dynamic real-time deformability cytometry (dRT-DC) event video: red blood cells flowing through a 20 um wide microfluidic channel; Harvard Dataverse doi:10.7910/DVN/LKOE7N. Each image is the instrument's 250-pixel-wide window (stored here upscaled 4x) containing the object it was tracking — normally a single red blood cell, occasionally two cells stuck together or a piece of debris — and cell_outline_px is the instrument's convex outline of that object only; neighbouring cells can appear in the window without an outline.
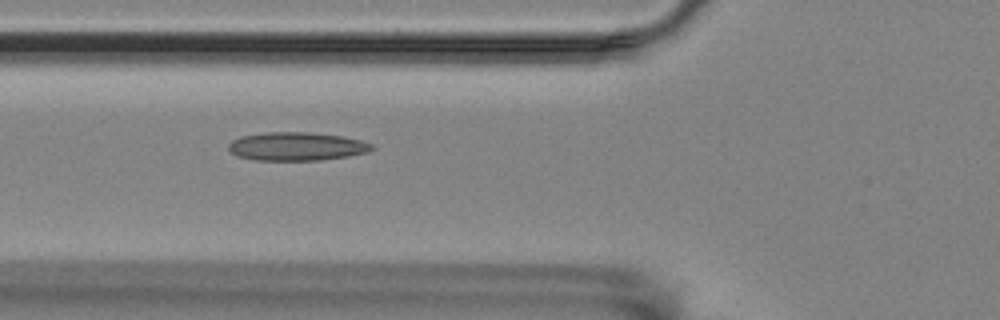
{"species": "Egyptian fruit bat (a non-hibernating species)", "species_latin": "Rousettus aegyptiacus", "temperature_condition": "room temperature", "stored_images_in_passage": 31, "camera_frame_rate_fps": 3000, "um_per_image_px": 0.085, "animal": {"sex": "female"}, "frame": {"image": 1, "passage_image": 7, "time_ms": 2.0, "image_size_px": [1000, 320], "cell_outline_px": [[376, 148], [368, 152], [348, 156], [320, 160], [256, 160], [236, 156], [228, 148], [228, 144], [232, 140], [240, 136], [264, 132], [308, 132], [344, 136], [360, 140], [372, 144]], "centroid_in_image_um": [25.21, 12.44], "position_along_channel_um": 100.6, "area_um2": 23.87}}
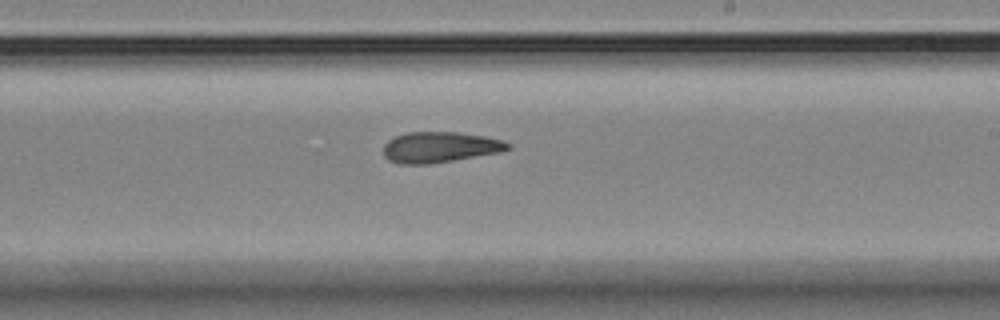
{"frame": {"image": 2, "passage_image": 20, "time_ms": 6.333, "image_size_px": [1000, 320], "cell_outline_px": [[512, 148], [500, 152], [428, 164], [400, 164], [388, 160], [384, 156], [384, 144], [388, 140], [396, 136], [408, 132], [460, 132], [484, 136], [504, 140], [512, 144]], "centroid_in_image_um": [37.4, 12.5], "position_along_channel_um": 251.6, "area_um2": 22.31}}
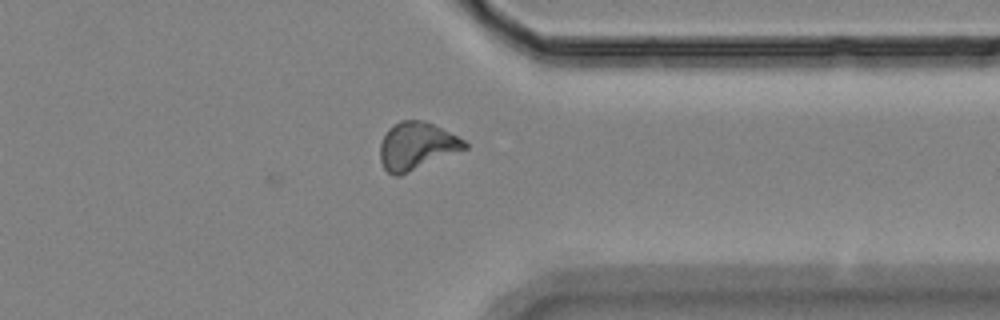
{"frame": {"image": 3, "passage_image": 31, "time_ms": 10.0, "image_size_px": [1000, 320], "cell_outline_px": [[468, 148], [400, 176], [392, 176], [384, 168], [380, 160], [380, 144], [388, 128], [392, 124], [400, 120], [424, 120], [464, 140], [468, 144]], "centroid_in_image_um": [35.39, 12.42], "position_along_channel_um": 376.0, "area_um2": 23.41}, "authors_computed_cell_mechanics": {"area_um2": 22.4842, "velocity_mm_per_s": 3.4759, "shape_relaxation_time_tau1_ms": null, "shape_relaxation_time_tau2_ms": 4.571, "deformation_change_tau1": null, "deformation_change_tau2": 0.1116}}